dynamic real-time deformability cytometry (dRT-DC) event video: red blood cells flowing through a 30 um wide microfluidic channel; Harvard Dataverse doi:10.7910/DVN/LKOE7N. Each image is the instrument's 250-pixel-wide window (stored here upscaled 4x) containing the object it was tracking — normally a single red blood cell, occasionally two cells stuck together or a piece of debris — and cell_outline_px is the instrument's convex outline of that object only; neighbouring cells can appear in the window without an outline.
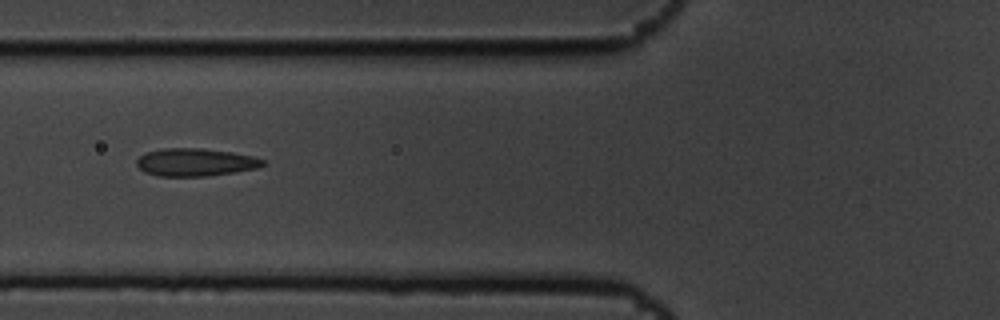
{"species": "common noctule bat (a hibernating species)", "species_latin": "Nyctalus noctula", "temperature_condition": "cold", "stored_images_in_passage": 9, "camera_frame_rate_fps": 3000, "um_per_image_px": 0.085, "animal": {"sex": "male", "body_mass_g": 19.5, "forearm_length_mm": 54.6}, "frame": {"image": 1, "passage_image": 4, "time_ms": 1.0, "image_size_px": [1000, 320], "cell_outline_px": [[268, 164], [256, 168], [208, 176], [156, 176], [144, 172], [136, 164], [136, 160], [144, 152], [164, 148], [200, 148], [232, 152], [252, 156], [264, 160]], "centroid_in_image_um": [16.58, 13.79], "position_along_channel_um": 109.2, "area_um2": 20.46}}
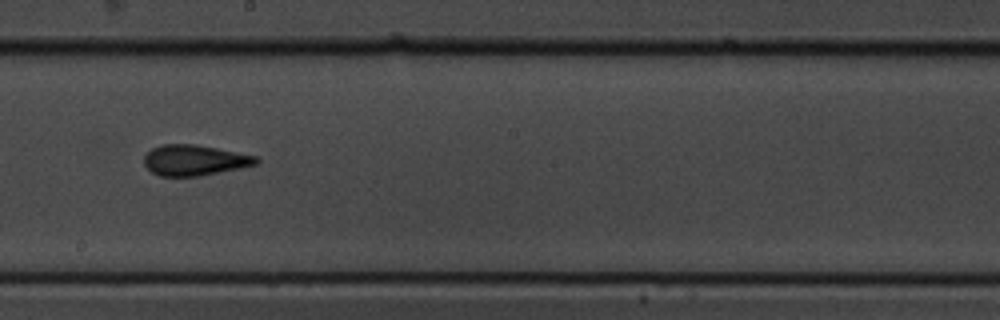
{"frame": {"image": 2, "passage_image": 7, "time_ms": 2.0, "image_size_px": [1000, 320], "cell_outline_px": [[260, 160], [256, 164], [240, 168], [200, 176], [160, 176], [152, 172], [144, 164], [144, 156], [152, 148], [160, 144], [196, 144], [260, 156]], "centroid_in_image_um": [16.56, 13.61], "position_along_channel_um": 231.6, "area_um2": 20.17}}
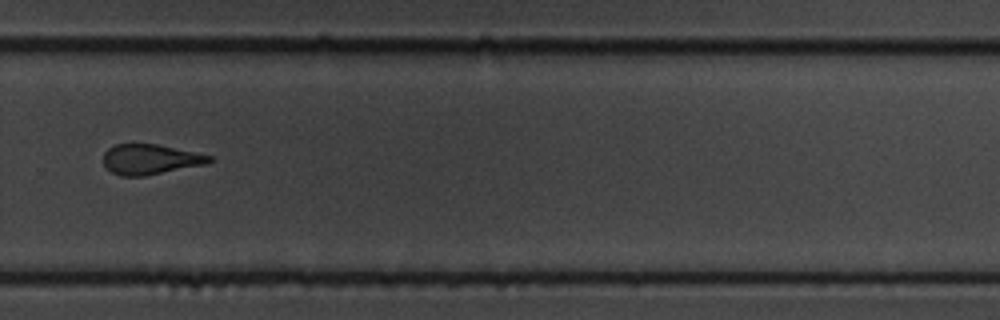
{"frame": {"image": 3, "passage_image": 9, "time_ms": 2.667, "image_size_px": [1000, 320], "cell_outline_px": [[212, 160], [204, 164], [144, 176], [120, 176], [112, 172], [104, 164], [104, 152], [108, 148], [116, 144], [156, 144], [212, 156]], "centroid_in_image_um": [12.73, 13.54], "position_along_channel_um": 317.1, "area_um2": 18.26}}